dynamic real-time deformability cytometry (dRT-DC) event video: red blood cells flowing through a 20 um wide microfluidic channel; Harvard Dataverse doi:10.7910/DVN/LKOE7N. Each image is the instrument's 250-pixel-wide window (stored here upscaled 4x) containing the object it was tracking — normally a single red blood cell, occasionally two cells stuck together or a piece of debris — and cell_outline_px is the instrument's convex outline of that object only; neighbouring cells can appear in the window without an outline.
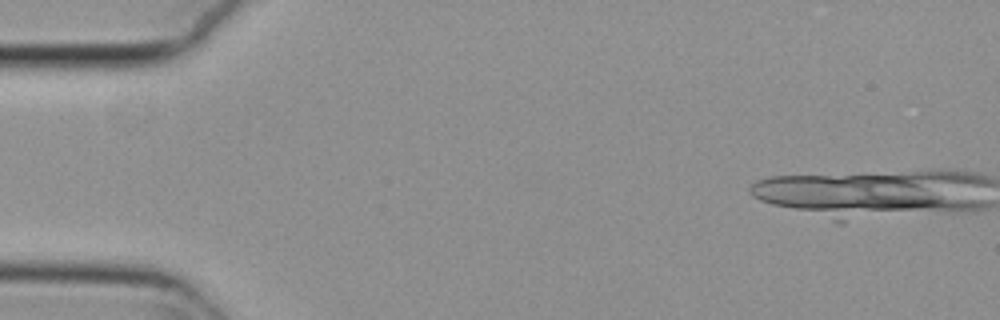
{"species": "common noctule bat (a hibernating species)", "species_latin": "Nyctalus noctula", "temperature_condition": "cold", "stored_images_in_passage": 1, "camera_frame_rate_fps": 3000, "um_per_image_px": 0.085, "animal": {"sex": "female", "body_mass_g": 29.2, "forearm_length_mm": 56.3}, "frame": {"image": 1, "passage_image": 1, "time_ms": 0.0, "image_size_px": [1000, 320], "cell_outline_px": [[932, 204], [784, 204], [816, 180], [852, 176], [892, 176], [900, 180], [932, 200]], "centroid_in_image_um": [73.08, 16.32], "position_along_channel_um": 11.9, "area_um2": 22.37}}